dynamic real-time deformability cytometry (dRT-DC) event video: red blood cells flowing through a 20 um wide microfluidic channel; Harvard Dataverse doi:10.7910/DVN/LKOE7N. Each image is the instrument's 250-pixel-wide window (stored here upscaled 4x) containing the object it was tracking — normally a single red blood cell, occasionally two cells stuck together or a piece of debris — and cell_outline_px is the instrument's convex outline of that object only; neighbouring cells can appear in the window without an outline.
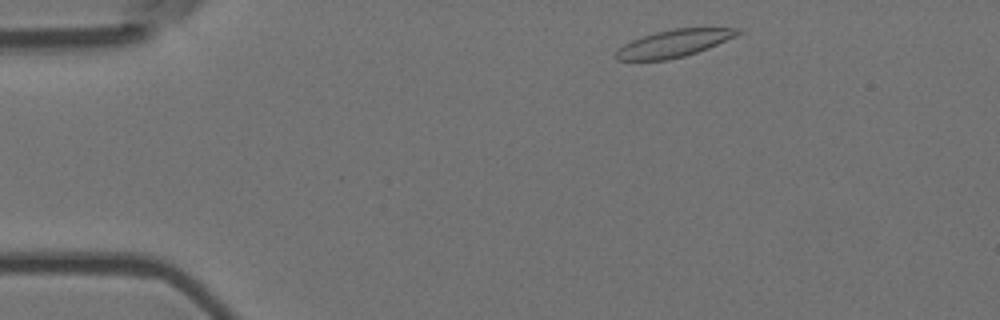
{"species": "Egyptian fruit bat (a non-hibernating species)", "species_latin": "Rousettus aegyptiacus", "temperature_condition": "room temperature", "stored_images_in_passage": 3, "camera_frame_rate_fps": 3000, "um_per_image_px": 0.085, "animal": {"sex": "female"}, "frame": {"image": 1, "passage_image": 1, "time_ms": 0.0, "image_size_px": [1000, 320], "cell_outline_px": [[744, 32], [736, 36], [708, 48], [684, 56], [668, 60], [616, 60], [612, 56], [624, 44], [632, 40], [656, 32], [672, 28], [740, 28]], "centroid_in_image_um": [57.29, 3.69], "position_along_channel_um": 27.7, "area_um2": 19.31}}